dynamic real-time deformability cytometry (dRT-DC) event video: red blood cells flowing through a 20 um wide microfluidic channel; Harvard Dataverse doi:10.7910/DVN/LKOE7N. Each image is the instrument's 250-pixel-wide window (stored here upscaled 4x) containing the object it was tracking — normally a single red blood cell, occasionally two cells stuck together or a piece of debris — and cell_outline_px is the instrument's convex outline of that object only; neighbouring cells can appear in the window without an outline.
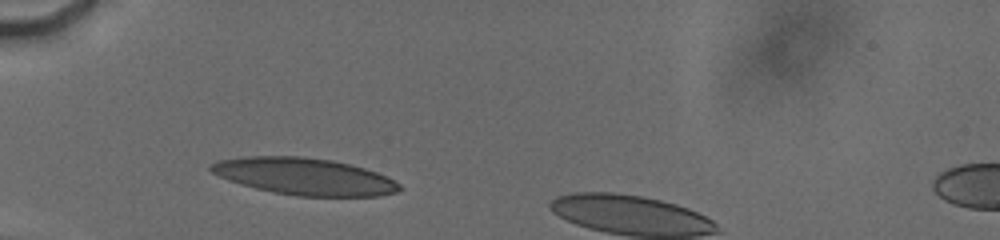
{"species": "human", "species_latin": "Homo sapiens", "temperature_condition": "cold", "stored_images_in_passage": 61, "camera_frame_rate_fps": 3000, "um_per_image_px": 0.085, "donor": {"sex": "male"}, "frame": {"image": 1, "passage_image": 11, "time_ms": 1.667, "image_size_px": [1000, 240], "cell_outline_px": [[400, 188], [396, 192], [380, 196], [296, 196], [272, 192], [240, 184], [228, 180], [212, 172], [208, 168], [208, 164], [220, 160], [248, 156], [300, 156], [332, 160], [364, 168], [376, 172], [400, 184]], "centroid_in_image_um": [25.83, 14.99], "position_along_channel_um": 59.2, "area_um2": 40.34}}
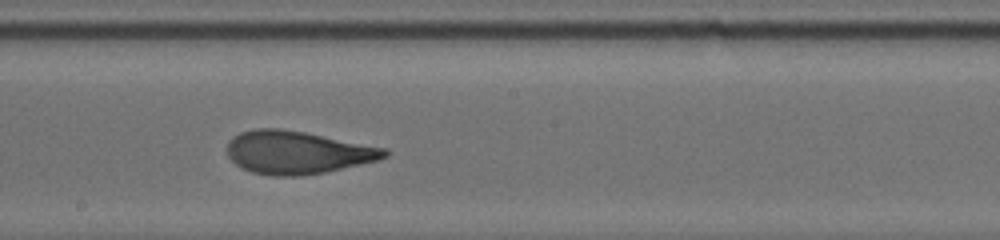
{"frame": {"image": 2, "passage_image": 41, "time_ms": 6.333, "image_size_px": [1000, 240], "cell_outline_px": [[388, 156], [380, 160], [324, 172], [300, 176], [272, 176], [252, 172], [240, 168], [228, 156], [228, 140], [232, 136], [240, 132], [256, 128], [280, 128], [304, 132], [388, 148]], "centroid_in_image_um": [25.27, 12.95], "position_along_channel_um": 222.9, "area_um2": 39.54}}
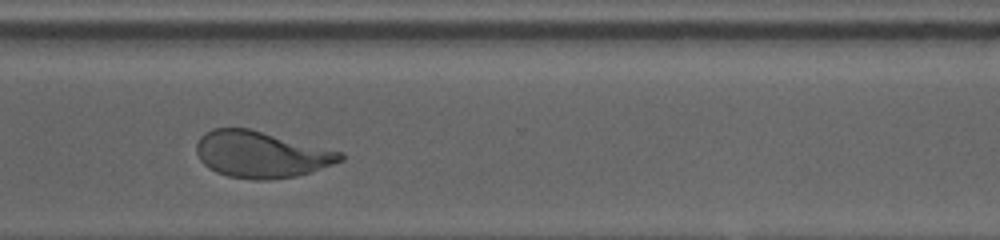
{"frame": {"image": 3, "passage_image": 60, "time_ms": 9.667, "image_size_px": [1000, 240], "cell_outline_px": [[344, 160], [296, 176], [272, 180], [252, 180], [228, 176], [216, 172], [208, 168], [200, 160], [196, 152], [196, 144], [200, 136], [204, 132], [212, 128], [248, 128], [344, 152]], "centroid_in_image_um": [22.17, 13.13], "position_along_channel_um": 348.4, "area_um2": 39.07}}